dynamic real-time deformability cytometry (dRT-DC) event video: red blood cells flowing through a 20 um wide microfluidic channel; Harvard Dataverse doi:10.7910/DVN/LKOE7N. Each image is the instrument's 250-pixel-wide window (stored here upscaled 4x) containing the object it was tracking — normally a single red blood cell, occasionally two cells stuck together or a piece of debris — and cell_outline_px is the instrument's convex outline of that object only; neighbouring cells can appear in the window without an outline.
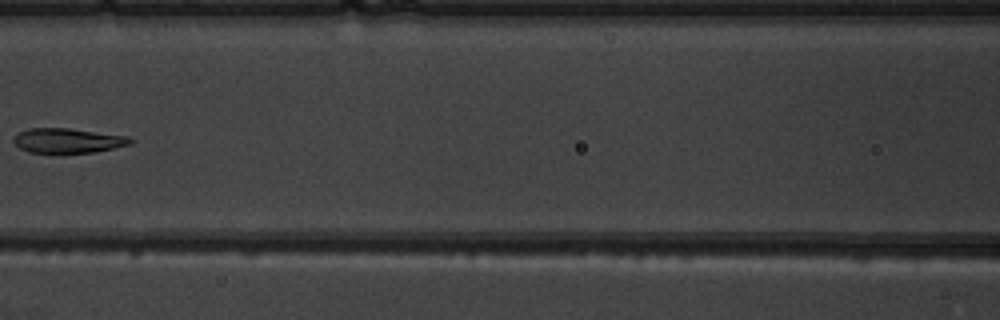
{"species": "common noctule bat (a hibernating species)", "species_latin": "Nyctalus noctula", "temperature_condition": "warm", "stored_images_in_passage": 7, "camera_frame_rate_fps": 3000, "um_per_image_px": 0.085, "animal": {"sex": "male", "body_mass_g": 19.5, "forearm_length_mm": 54.6}, "frame": {"image": 1, "passage_image": 7, "time_ms": 7.0, "image_size_px": [1000, 320], "cell_outline_px": [[132, 144], [92, 152], [28, 152], [20, 148], [12, 140], [20, 132], [28, 128], [68, 128], [128, 136], [132, 140]], "centroid_in_image_um": [5.76, 11.94], "position_along_channel_um": 160.8, "area_um2": 16.47}}